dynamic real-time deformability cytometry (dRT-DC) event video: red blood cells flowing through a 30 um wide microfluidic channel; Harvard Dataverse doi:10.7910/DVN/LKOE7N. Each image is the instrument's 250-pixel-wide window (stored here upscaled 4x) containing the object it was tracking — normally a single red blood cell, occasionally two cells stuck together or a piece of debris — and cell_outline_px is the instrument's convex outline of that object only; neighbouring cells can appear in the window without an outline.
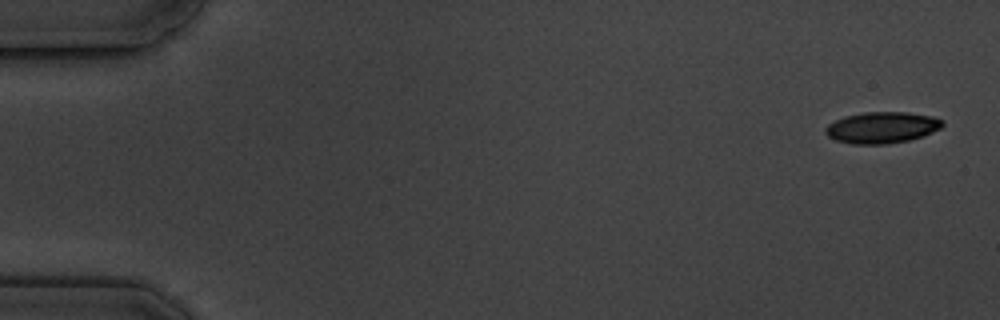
{"species": "common noctule bat (a hibernating species)", "species_latin": "Nyctalus noctula", "temperature_condition": "cold", "stored_images_in_passage": 5, "camera_frame_rate_fps": 3000, "um_per_image_px": 0.085, "animal": {"sex": "male", "body_mass_g": 19.5, "forearm_length_mm": 54.6}, "frame": {"image": 1, "passage_image": 1, "time_ms": 0.0, "image_size_px": [1000, 320], "cell_outline_px": [[944, 124], [940, 128], [924, 136], [908, 140], [888, 144], [852, 144], [836, 140], [828, 136], [824, 132], [824, 128], [828, 124], [844, 116], [864, 112], [908, 112], [932, 116], [944, 120]], "centroid_in_image_um": [74.96, 10.84], "position_along_channel_um": 10.0, "area_um2": 21.5}}
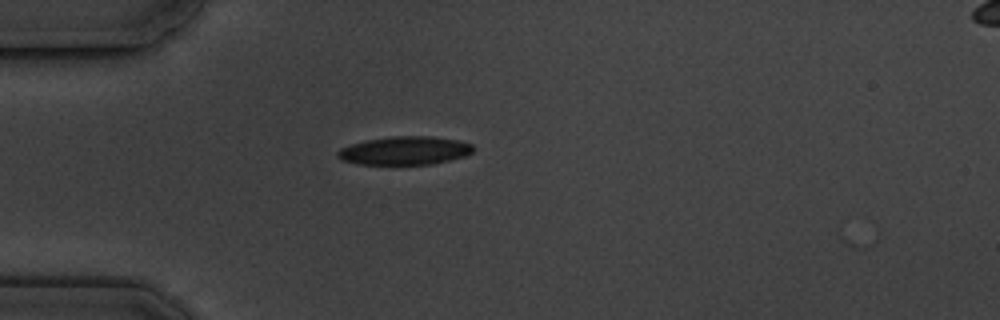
{"frame": {"image": 2, "passage_image": 5, "time_ms": 4.667, "image_size_px": [1000, 320], "cell_outline_px": [[476, 148], [472, 152], [464, 156], [432, 164], [356, 164], [340, 160], [336, 156], [336, 152], [340, 148], [364, 140], [392, 136], [428, 136], [460, 140], [472, 144]], "centroid_in_image_um": [34.38, 12.8], "position_along_channel_um": 50.6, "area_um2": 22.54}}